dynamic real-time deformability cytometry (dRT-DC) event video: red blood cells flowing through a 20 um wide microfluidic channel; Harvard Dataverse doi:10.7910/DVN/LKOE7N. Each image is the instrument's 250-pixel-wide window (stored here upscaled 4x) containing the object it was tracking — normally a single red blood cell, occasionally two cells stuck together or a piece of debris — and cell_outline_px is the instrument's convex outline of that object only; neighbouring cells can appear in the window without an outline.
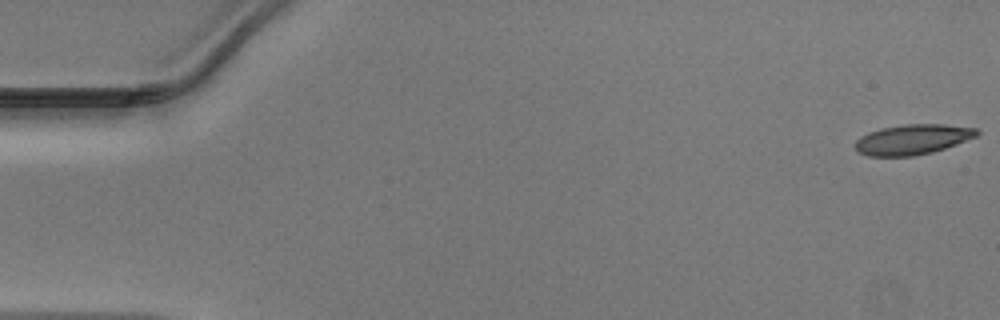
{"species": "Egyptian fruit bat (a non-hibernating species)", "species_latin": "Rousettus aegyptiacus", "temperature_condition": "warm", "stored_images_in_passage": 49, "camera_frame_rate_fps": 3000, "um_per_image_px": 0.085, "animal": {"sex": "male"}, "frame": {"image": 1, "passage_image": 1, "time_ms": 0.0, "image_size_px": [1000, 320], "cell_outline_px": [[980, 132], [976, 136], [956, 144], [932, 152], [912, 156], [868, 156], [860, 152], [856, 148], [856, 140], [860, 136], [868, 132], [880, 128], [904, 124], [944, 124], [976, 128]], "centroid_in_image_um": [77.56, 11.84], "position_along_channel_um": 7.4, "area_um2": 21.27}}
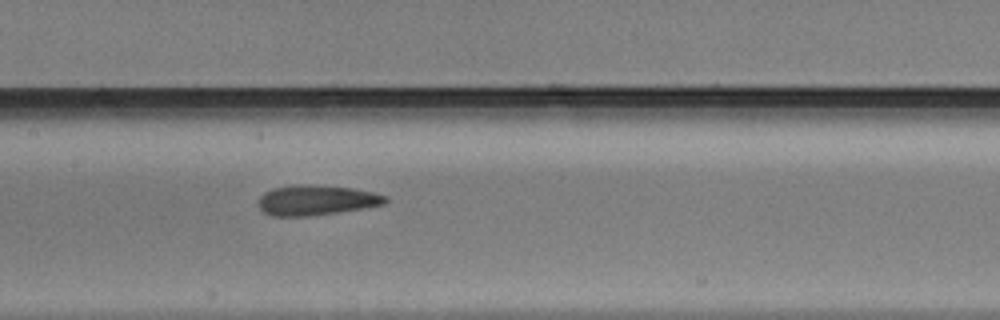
{"frame": {"image": 2, "passage_image": 24, "time_ms": 7.667, "image_size_px": [1000, 320], "cell_outline_px": [[388, 200], [384, 204], [364, 208], [308, 216], [272, 216], [264, 212], [260, 208], [260, 196], [264, 192], [276, 188], [352, 188], [372, 192], [388, 196]], "centroid_in_image_um": [26.94, 17.08], "position_along_channel_um": 180.5, "area_um2": 20.81}}
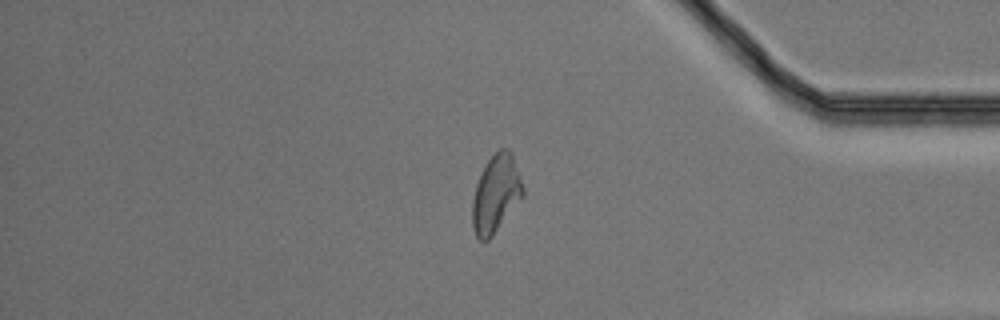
{"frame": {"image": 3, "passage_image": 41, "time_ms": 13.333, "image_size_px": [1000, 320], "cell_outline_px": [[524, 196], [492, 236], [488, 240], [480, 240], [476, 236], [472, 228], [472, 200], [476, 184], [488, 160], [500, 148], [508, 148], [512, 152], [524, 188]], "centroid_in_image_um": [42.16, 16.48], "position_along_channel_um": 393.0, "area_um2": 22.83}}